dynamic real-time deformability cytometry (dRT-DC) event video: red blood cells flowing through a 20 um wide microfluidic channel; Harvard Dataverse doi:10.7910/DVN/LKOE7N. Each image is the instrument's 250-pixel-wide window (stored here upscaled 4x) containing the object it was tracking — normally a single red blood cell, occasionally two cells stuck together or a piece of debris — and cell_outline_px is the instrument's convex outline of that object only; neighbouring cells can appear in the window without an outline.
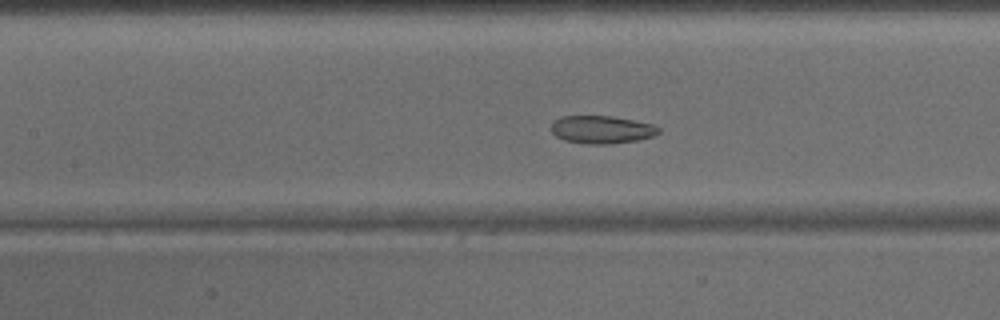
{"species": "common noctule bat (a hibernating species)", "species_latin": "Nyctalus noctula", "temperature_condition": "warm", "stored_images_in_passage": 41, "camera_frame_rate_fps": 3000, "um_per_image_px": 0.085, "animal": {"sex": "male", "body_mass_g": 15.6}, "frame": {"image": 1, "passage_image": 15, "time_ms": 4.667, "image_size_px": [1000, 320], "cell_outline_px": [[660, 132], [652, 136], [640, 140], [612, 144], [588, 144], [564, 140], [556, 136], [552, 132], [552, 124], [560, 116], [612, 116], [652, 124], [660, 128]], "centroid_in_image_um": [51.16, 11.02], "position_along_channel_um": 156.2, "area_um2": 17.4}}
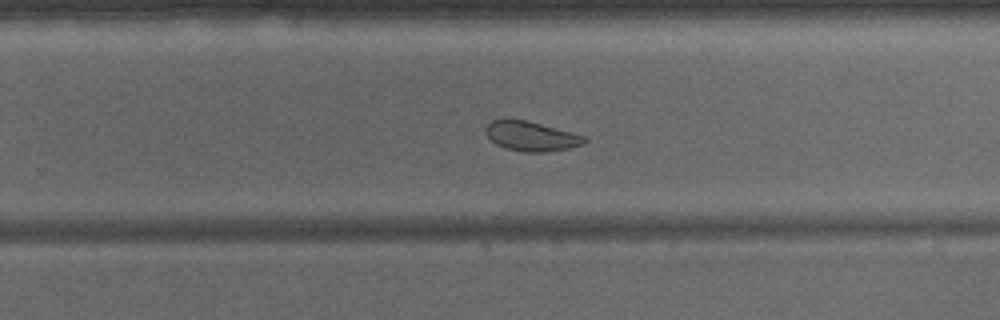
{"frame": {"image": 2, "passage_image": 24, "time_ms": 7.667, "image_size_px": [1000, 320], "cell_outline_px": [[588, 140], [584, 144], [568, 148], [544, 152], [524, 152], [504, 148], [496, 144], [484, 132], [484, 128], [492, 120], [504, 116], [528, 120], [588, 136]], "centroid_in_image_um": [45.13, 11.53], "position_along_channel_um": 284.7, "area_um2": 17.69}}
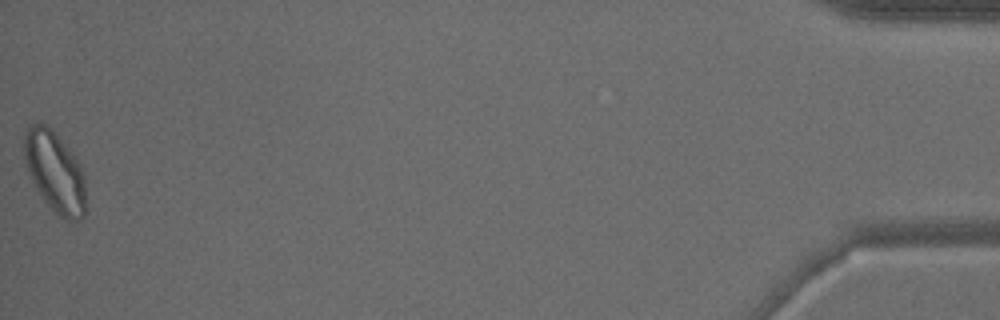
{"frame": {"image": 3, "passage_image": 41, "time_ms": 13.333, "image_size_px": [1000, 320], "cell_outline_px": [[88, 212], [80, 220], [68, 220], [60, 216], [44, 200], [36, 188], [28, 172], [24, 160], [24, 128], [28, 124], [36, 120], [40, 120], [52, 128], [56, 132], [72, 152], [80, 164], [84, 176]], "centroid_in_image_um": [4.67, 14.55], "position_along_channel_um": 430.5, "area_um2": 29.88}}